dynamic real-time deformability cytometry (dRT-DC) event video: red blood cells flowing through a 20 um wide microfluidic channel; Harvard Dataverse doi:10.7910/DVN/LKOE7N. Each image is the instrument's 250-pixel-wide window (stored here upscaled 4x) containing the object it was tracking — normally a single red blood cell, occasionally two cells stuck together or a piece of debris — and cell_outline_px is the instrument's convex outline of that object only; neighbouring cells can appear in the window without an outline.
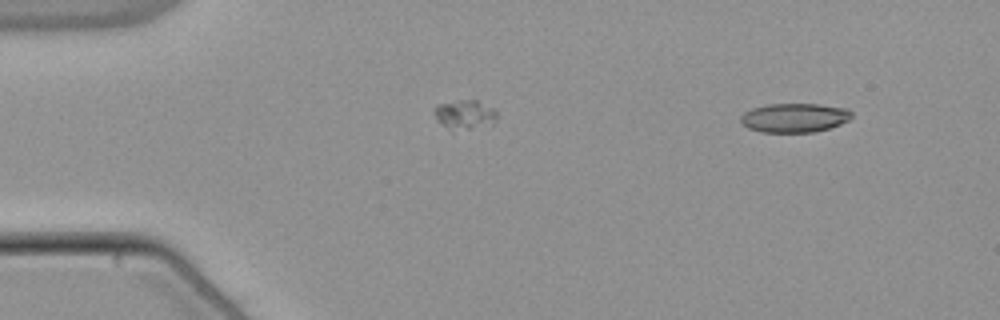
{"species": "common noctule bat (a hibernating species)", "species_latin": "Nyctalus noctula", "temperature_condition": "warm", "stored_images_in_passage": 36, "camera_frame_rate_fps": 3000, "um_per_image_px": 0.085, "animal": {"sex": "male", "body_mass_g": 21.5, "forearm_length_mm": 52.0}, "frame": {"image": 1, "passage_image": 1, "time_ms": 0.0, "image_size_px": [1000, 320], "cell_outline_px": [[852, 116], [848, 120], [840, 124], [816, 132], [760, 132], [748, 128], [740, 120], [740, 116], [744, 112], [752, 108], [764, 104], [820, 104], [848, 108], [852, 112]], "centroid_in_image_um": [67.53, 10.0], "position_along_channel_um": 17.5, "area_um2": 18.96}}
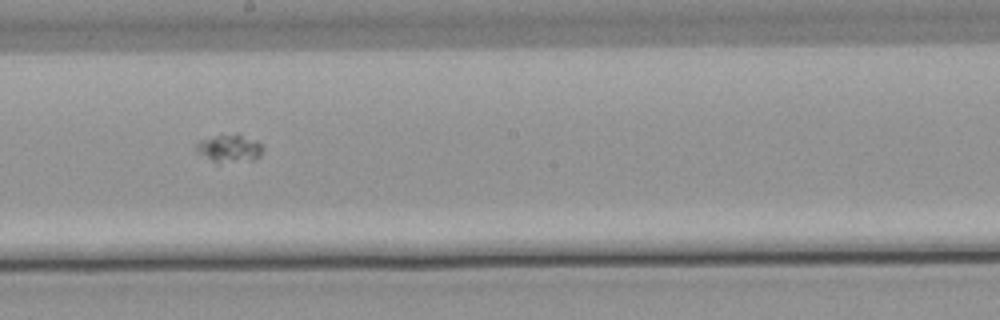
{"frame": {"image": 2, "passage_image": 17, "time_ms": 5.333, "image_size_px": [1000, 320], "cell_outline_px": [[264, 148], [260, 156], [252, 160], [216, 164], [196, 152], [196, 144], [200, 140], [216, 136], [236, 132], [240, 132], [256, 140]], "centroid_in_image_um": [19.51, 12.61], "position_along_channel_um": 228.7, "area_um2": 11.21}}
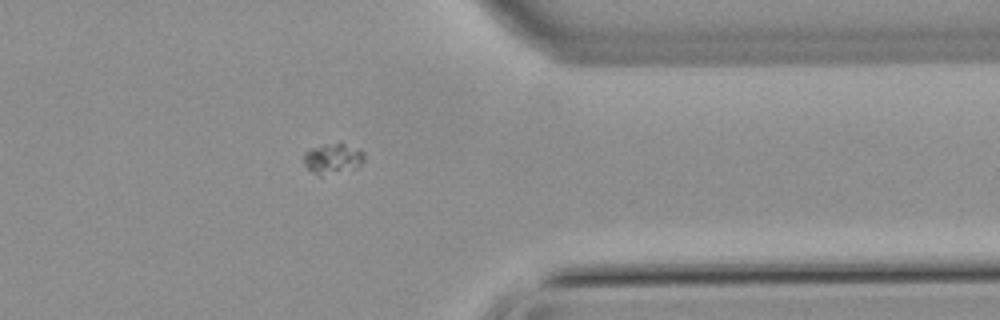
{"frame": {"image": 3, "passage_image": 30, "time_ms": 9.667, "image_size_px": [1000, 320], "cell_outline_px": [[364, 160], [356, 168], [320, 176], [312, 172], [304, 164], [304, 152], [312, 148], [324, 144], [344, 144], [364, 152]], "centroid_in_image_um": [28.27, 13.49], "position_along_channel_um": 383.1, "area_um2": 10.46}}